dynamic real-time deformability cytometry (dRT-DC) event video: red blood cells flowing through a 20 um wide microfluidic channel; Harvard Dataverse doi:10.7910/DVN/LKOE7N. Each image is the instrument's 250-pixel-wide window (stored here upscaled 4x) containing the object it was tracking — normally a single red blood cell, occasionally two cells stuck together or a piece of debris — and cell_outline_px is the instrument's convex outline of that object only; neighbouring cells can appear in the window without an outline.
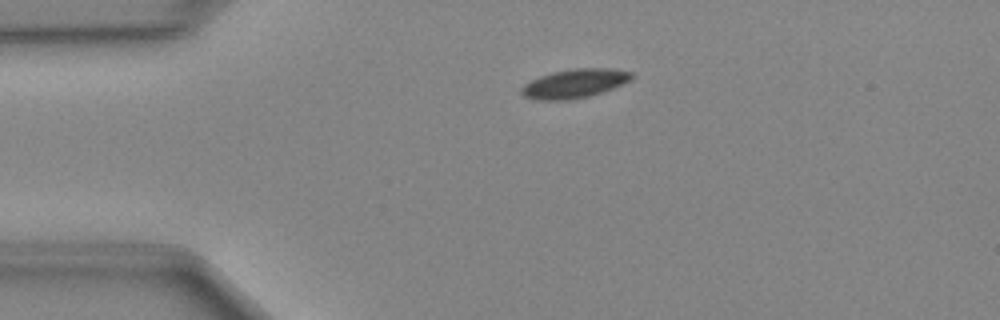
{"species": "Egyptian fruit bat (a non-hibernating species)", "species_latin": "Rousettus aegyptiacus", "temperature_condition": "cold", "stored_images_in_passage": 41, "camera_frame_rate_fps": 3000, "um_per_image_px": 0.085, "animal": {"sex": "female"}, "frame": {"image": 1, "passage_image": 3, "time_ms": 0.667, "image_size_px": [1000, 320], "cell_outline_px": [[632, 80], [612, 88], [588, 96], [572, 100], [536, 100], [524, 96], [520, 92], [520, 88], [524, 84], [540, 76], [552, 72], [572, 68], [608, 68], [632, 72]], "centroid_in_image_um": [48.81, 7.1], "position_along_channel_um": 36.2, "area_um2": 18.55}}
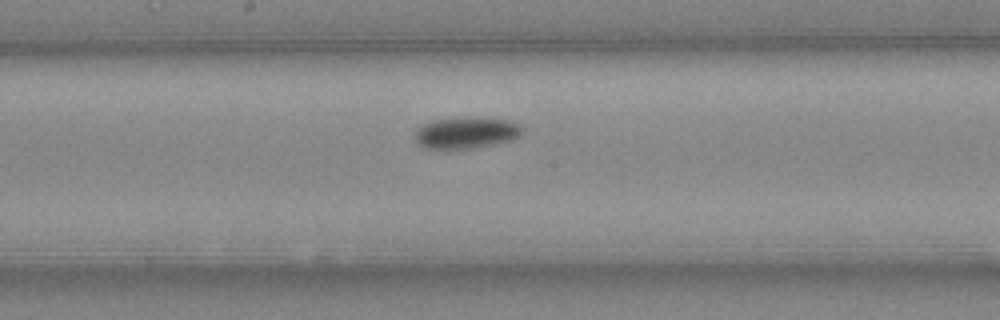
{"frame": {"image": 2, "passage_image": 18, "time_ms": 5.667, "image_size_px": [1000, 320], "cell_outline_px": [[524, 128], [520, 136], [512, 140], [472, 148], [436, 152], [420, 148], [416, 144], [416, 132], [424, 124], [432, 120], [468, 116], [472, 116], [508, 120], [520, 124]], "centroid_in_image_um": [39.58, 11.32], "position_along_channel_um": 208.6, "area_um2": 20.58}}
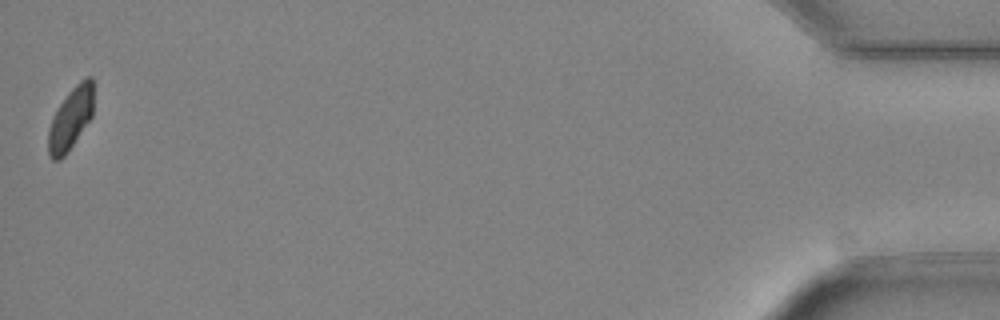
{"frame": {"image": 3, "passage_image": 41, "time_ms": 13.333, "image_size_px": [1000, 320], "cell_outline_px": [[92, 116], [64, 156], [60, 160], [52, 160], [48, 156], [48, 128], [52, 116], [68, 92], [84, 76], [92, 76]], "centroid_in_image_um": [5.97, 10.08], "position_along_channel_um": 429.2, "area_um2": 16.24}}